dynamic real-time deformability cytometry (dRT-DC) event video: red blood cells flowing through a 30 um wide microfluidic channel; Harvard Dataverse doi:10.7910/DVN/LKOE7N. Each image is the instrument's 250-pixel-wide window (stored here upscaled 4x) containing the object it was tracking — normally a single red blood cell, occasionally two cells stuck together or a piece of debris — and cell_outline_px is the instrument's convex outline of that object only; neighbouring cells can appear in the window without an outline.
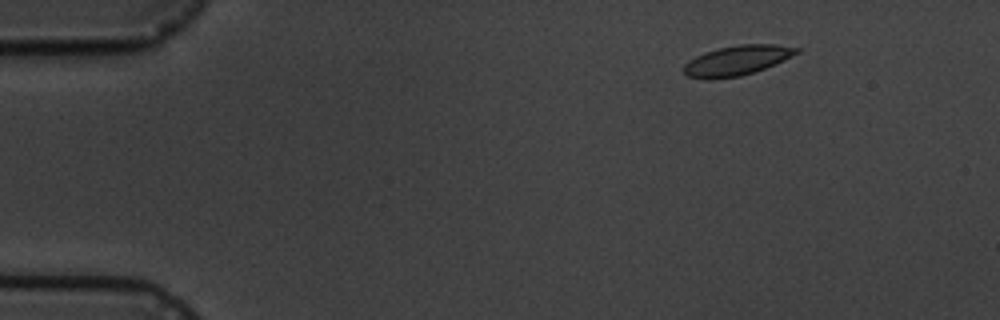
{"species": "common noctule bat (a hibernating species)", "species_latin": "Nyctalus noctula", "temperature_condition": "cold", "stored_images_in_passage": 5, "camera_frame_rate_fps": 3000, "um_per_image_px": 0.085, "animal": {"sex": "male", "body_mass_g": 19.5, "forearm_length_mm": 54.6}, "frame": {"image": 1, "passage_image": 2, "time_ms": 1.333, "image_size_px": [1000, 320], "cell_outline_px": [[800, 52], [776, 64], [740, 76], [708, 80], [688, 76], [684, 72], [684, 64], [688, 60], [704, 52], [720, 48], [740, 44], [776, 44], [800, 48]], "centroid_in_image_um": [62.64, 5.14], "position_along_channel_um": 22.4, "area_um2": 19.59}}
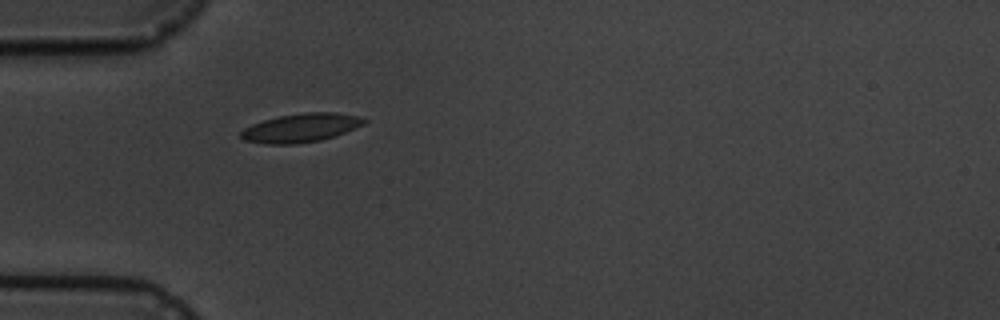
{"frame": {"image": 2, "passage_image": 5, "time_ms": 4.667, "image_size_px": [1000, 320], "cell_outline_px": [[368, 120], [364, 124], [344, 132], [320, 140], [296, 144], [268, 144], [244, 140], [240, 136], [240, 132], [244, 128], [252, 124], [264, 120], [280, 116], [304, 112], [336, 112], [360, 116]], "centroid_in_image_um": [25.57, 10.86], "position_along_channel_um": 59.4, "area_um2": 20.46}}